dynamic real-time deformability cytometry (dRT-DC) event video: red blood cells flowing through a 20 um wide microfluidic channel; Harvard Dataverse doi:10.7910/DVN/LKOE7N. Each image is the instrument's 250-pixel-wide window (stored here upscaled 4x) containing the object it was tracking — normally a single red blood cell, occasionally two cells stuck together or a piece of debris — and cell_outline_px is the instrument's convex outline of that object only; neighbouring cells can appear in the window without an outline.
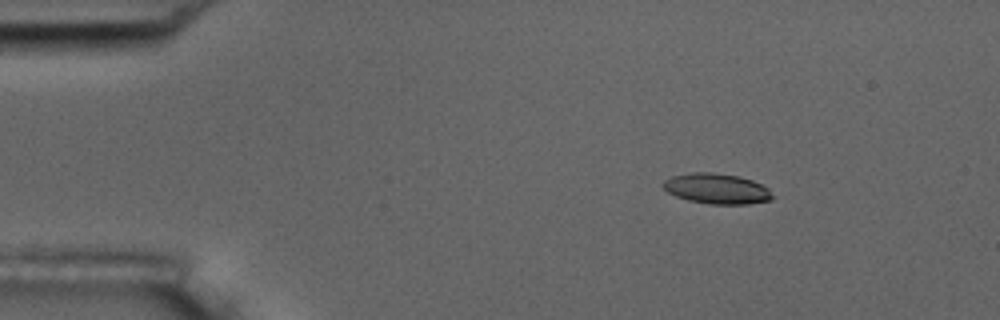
{"species": "common noctule bat (a hibernating species)", "species_latin": "Nyctalus noctula", "temperature_condition": "room temperature", "stored_images_in_passage": 6, "camera_frame_rate_fps": 3000, "um_per_image_px": 0.085, "animal": {"sex": "male", "body_mass_g": 17.5, "forearm_length_mm": 52.3}, "frame": {"image": 1, "passage_image": 2, "time_ms": 1.333, "image_size_px": [1000, 320], "cell_outline_px": [[776, 196], [772, 200], [748, 204], [712, 204], [688, 200], [676, 196], [668, 192], [660, 184], [664, 180], [672, 176], [692, 172], [712, 172], [740, 176], [752, 180], [768, 188]], "centroid_in_image_um": [60.95, 16.03], "position_along_channel_um": 24.1, "area_um2": 19.54}}